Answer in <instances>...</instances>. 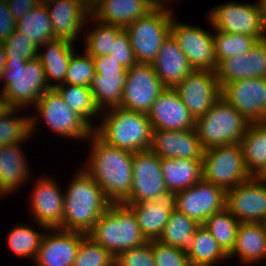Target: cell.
I'll list each match as a JSON object with an SVG mask.
<instances>
[{
  "mask_svg": "<svg viewBox=\"0 0 266 266\" xmlns=\"http://www.w3.org/2000/svg\"><path fill=\"white\" fill-rule=\"evenodd\" d=\"M86 143L90 149L82 168L98 183L111 203H124L132 187L133 152L110 146L94 133Z\"/></svg>",
  "mask_w": 266,
  "mask_h": 266,
  "instance_id": "obj_1",
  "label": "cell"
},
{
  "mask_svg": "<svg viewBox=\"0 0 266 266\" xmlns=\"http://www.w3.org/2000/svg\"><path fill=\"white\" fill-rule=\"evenodd\" d=\"M64 188L61 230L88 234L111 202L98 183L83 169Z\"/></svg>",
  "mask_w": 266,
  "mask_h": 266,
  "instance_id": "obj_2",
  "label": "cell"
},
{
  "mask_svg": "<svg viewBox=\"0 0 266 266\" xmlns=\"http://www.w3.org/2000/svg\"><path fill=\"white\" fill-rule=\"evenodd\" d=\"M100 118L93 133L104 143L131 152L150 149L153 129L146 113L114 107Z\"/></svg>",
  "mask_w": 266,
  "mask_h": 266,
  "instance_id": "obj_3",
  "label": "cell"
},
{
  "mask_svg": "<svg viewBox=\"0 0 266 266\" xmlns=\"http://www.w3.org/2000/svg\"><path fill=\"white\" fill-rule=\"evenodd\" d=\"M87 235L114 257L147 242L133 210L124 203H111Z\"/></svg>",
  "mask_w": 266,
  "mask_h": 266,
  "instance_id": "obj_4",
  "label": "cell"
},
{
  "mask_svg": "<svg viewBox=\"0 0 266 266\" xmlns=\"http://www.w3.org/2000/svg\"><path fill=\"white\" fill-rule=\"evenodd\" d=\"M1 93L10 107H33L42 94L51 89L38 58L28 61H6L0 77Z\"/></svg>",
  "mask_w": 266,
  "mask_h": 266,
  "instance_id": "obj_5",
  "label": "cell"
},
{
  "mask_svg": "<svg viewBox=\"0 0 266 266\" xmlns=\"http://www.w3.org/2000/svg\"><path fill=\"white\" fill-rule=\"evenodd\" d=\"M36 113L31 115V132L36 133L37 125L46 124L49 132L62 138L86 142L93 134V127L77 112L68 107L55 88L46 90L33 106ZM36 114V115H35ZM41 119V121H40ZM43 120V121H42Z\"/></svg>",
  "mask_w": 266,
  "mask_h": 266,
  "instance_id": "obj_6",
  "label": "cell"
},
{
  "mask_svg": "<svg viewBox=\"0 0 266 266\" xmlns=\"http://www.w3.org/2000/svg\"><path fill=\"white\" fill-rule=\"evenodd\" d=\"M249 126L250 123L222 97L195 122V130L204 150L240 143Z\"/></svg>",
  "mask_w": 266,
  "mask_h": 266,
  "instance_id": "obj_7",
  "label": "cell"
},
{
  "mask_svg": "<svg viewBox=\"0 0 266 266\" xmlns=\"http://www.w3.org/2000/svg\"><path fill=\"white\" fill-rule=\"evenodd\" d=\"M174 15L169 10L153 9L125 28L137 63L155 61L159 48L170 34Z\"/></svg>",
  "mask_w": 266,
  "mask_h": 266,
  "instance_id": "obj_8",
  "label": "cell"
},
{
  "mask_svg": "<svg viewBox=\"0 0 266 266\" xmlns=\"http://www.w3.org/2000/svg\"><path fill=\"white\" fill-rule=\"evenodd\" d=\"M252 177L245 165L240 143L204 150L202 179L226 191Z\"/></svg>",
  "mask_w": 266,
  "mask_h": 266,
  "instance_id": "obj_9",
  "label": "cell"
},
{
  "mask_svg": "<svg viewBox=\"0 0 266 266\" xmlns=\"http://www.w3.org/2000/svg\"><path fill=\"white\" fill-rule=\"evenodd\" d=\"M177 18L173 16L170 34L188 58L190 65L196 70L216 71L218 64L215 58L213 26L208 16L206 18L212 31L200 25L180 22Z\"/></svg>",
  "mask_w": 266,
  "mask_h": 266,
  "instance_id": "obj_10",
  "label": "cell"
},
{
  "mask_svg": "<svg viewBox=\"0 0 266 266\" xmlns=\"http://www.w3.org/2000/svg\"><path fill=\"white\" fill-rule=\"evenodd\" d=\"M214 29L226 33L254 36L262 40L263 27L258 1H229L215 5L207 13Z\"/></svg>",
  "mask_w": 266,
  "mask_h": 266,
  "instance_id": "obj_11",
  "label": "cell"
},
{
  "mask_svg": "<svg viewBox=\"0 0 266 266\" xmlns=\"http://www.w3.org/2000/svg\"><path fill=\"white\" fill-rule=\"evenodd\" d=\"M164 89L152 64L137 63L127 69L120 108L147 114Z\"/></svg>",
  "mask_w": 266,
  "mask_h": 266,
  "instance_id": "obj_12",
  "label": "cell"
},
{
  "mask_svg": "<svg viewBox=\"0 0 266 266\" xmlns=\"http://www.w3.org/2000/svg\"><path fill=\"white\" fill-rule=\"evenodd\" d=\"M33 187L29 192V210L36 225L41 224L48 229H61L64 209V190L59 182L48 175H41L33 180ZM58 182V183H57Z\"/></svg>",
  "mask_w": 266,
  "mask_h": 266,
  "instance_id": "obj_13",
  "label": "cell"
},
{
  "mask_svg": "<svg viewBox=\"0 0 266 266\" xmlns=\"http://www.w3.org/2000/svg\"><path fill=\"white\" fill-rule=\"evenodd\" d=\"M221 97L250 124L266 121V78H248L223 84Z\"/></svg>",
  "mask_w": 266,
  "mask_h": 266,
  "instance_id": "obj_14",
  "label": "cell"
},
{
  "mask_svg": "<svg viewBox=\"0 0 266 266\" xmlns=\"http://www.w3.org/2000/svg\"><path fill=\"white\" fill-rule=\"evenodd\" d=\"M226 209L239 222L266 223V180L252 176L227 190Z\"/></svg>",
  "mask_w": 266,
  "mask_h": 266,
  "instance_id": "obj_15",
  "label": "cell"
},
{
  "mask_svg": "<svg viewBox=\"0 0 266 266\" xmlns=\"http://www.w3.org/2000/svg\"><path fill=\"white\" fill-rule=\"evenodd\" d=\"M226 194L222 187L201 179L177 192L176 209L200 225L213 213L226 208Z\"/></svg>",
  "mask_w": 266,
  "mask_h": 266,
  "instance_id": "obj_16",
  "label": "cell"
},
{
  "mask_svg": "<svg viewBox=\"0 0 266 266\" xmlns=\"http://www.w3.org/2000/svg\"><path fill=\"white\" fill-rule=\"evenodd\" d=\"M174 89L195 119L205 115L221 97V86L211 70L194 69Z\"/></svg>",
  "mask_w": 266,
  "mask_h": 266,
  "instance_id": "obj_17",
  "label": "cell"
},
{
  "mask_svg": "<svg viewBox=\"0 0 266 266\" xmlns=\"http://www.w3.org/2000/svg\"><path fill=\"white\" fill-rule=\"evenodd\" d=\"M132 166L131 192L124 204L153 201L156 195L167 190L160 158L151 149L133 152Z\"/></svg>",
  "mask_w": 266,
  "mask_h": 266,
  "instance_id": "obj_18",
  "label": "cell"
},
{
  "mask_svg": "<svg viewBox=\"0 0 266 266\" xmlns=\"http://www.w3.org/2000/svg\"><path fill=\"white\" fill-rule=\"evenodd\" d=\"M45 6L56 39L76 44L83 35L87 18L91 15L88 0H46Z\"/></svg>",
  "mask_w": 266,
  "mask_h": 266,
  "instance_id": "obj_19",
  "label": "cell"
},
{
  "mask_svg": "<svg viewBox=\"0 0 266 266\" xmlns=\"http://www.w3.org/2000/svg\"><path fill=\"white\" fill-rule=\"evenodd\" d=\"M85 235L58 228L47 229L33 266H73L77 249Z\"/></svg>",
  "mask_w": 266,
  "mask_h": 266,
  "instance_id": "obj_20",
  "label": "cell"
},
{
  "mask_svg": "<svg viewBox=\"0 0 266 266\" xmlns=\"http://www.w3.org/2000/svg\"><path fill=\"white\" fill-rule=\"evenodd\" d=\"M153 130H188L196 119L188 111L174 88H165L147 113Z\"/></svg>",
  "mask_w": 266,
  "mask_h": 266,
  "instance_id": "obj_21",
  "label": "cell"
},
{
  "mask_svg": "<svg viewBox=\"0 0 266 266\" xmlns=\"http://www.w3.org/2000/svg\"><path fill=\"white\" fill-rule=\"evenodd\" d=\"M177 192L166 190L153 201L126 204L134 212L142 235L147 241L158 240L172 211L176 210Z\"/></svg>",
  "mask_w": 266,
  "mask_h": 266,
  "instance_id": "obj_22",
  "label": "cell"
},
{
  "mask_svg": "<svg viewBox=\"0 0 266 266\" xmlns=\"http://www.w3.org/2000/svg\"><path fill=\"white\" fill-rule=\"evenodd\" d=\"M150 149L159 158L202 160L204 148L195 128L188 130H153Z\"/></svg>",
  "mask_w": 266,
  "mask_h": 266,
  "instance_id": "obj_23",
  "label": "cell"
},
{
  "mask_svg": "<svg viewBox=\"0 0 266 266\" xmlns=\"http://www.w3.org/2000/svg\"><path fill=\"white\" fill-rule=\"evenodd\" d=\"M23 148V144L0 146V199L18 192L21 186L32 181L31 164Z\"/></svg>",
  "mask_w": 266,
  "mask_h": 266,
  "instance_id": "obj_24",
  "label": "cell"
},
{
  "mask_svg": "<svg viewBox=\"0 0 266 266\" xmlns=\"http://www.w3.org/2000/svg\"><path fill=\"white\" fill-rule=\"evenodd\" d=\"M90 9L98 22L125 29L154 8L147 0H95Z\"/></svg>",
  "mask_w": 266,
  "mask_h": 266,
  "instance_id": "obj_25",
  "label": "cell"
},
{
  "mask_svg": "<svg viewBox=\"0 0 266 266\" xmlns=\"http://www.w3.org/2000/svg\"><path fill=\"white\" fill-rule=\"evenodd\" d=\"M237 259L244 266H252L265 261L266 264V223L240 222L236 242L230 259Z\"/></svg>",
  "mask_w": 266,
  "mask_h": 266,
  "instance_id": "obj_26",
  "label": "cell"
},
{
  "mask_svg": "<svg viewBox=\"0 0 266 266\" xmlns=\"http://www.w3.org/2000/svg\"><path fill=\"white\" fill-rule=\"evenodd\" d=\"M152 65L165 88H175L194 70L171 34L159 48Z\"/></svg>",
  "mask_w": 266,
  "mask_h": 266,
  "instance_id": "obj_27",
  "label": "cell"
},
{
  "mask_svg": "<svg viewBox=\"0 0 266 266\" xmlns=\"http://www.w3.org/2000/svg\"><path fill=\"white\" fill-rule=\"evenodd\" d=\"M75 45L63 39H54L38 47L37 58L41 61L50 88L64 84L69 61L77 49Z\"/></svg>",
  "mask_w": 266,
  "mask_h": 266,
  "instance_id": "obj_28",
  "label": "cell"
},
{
  "mask_svg": "<svg viewBox=\"0 0 266 266\" xmlns=\"http://www.w3.org/2000/svg\"><path fill=\"white\" fill-rule=\"evenodd\" d=\"M160 167L167 190H185L202 179V160L160 158Z\"/></svg>",
  "mask_w": 266,
  "mask_h": 266,
  "instance_id": "obj_29",
  "label": "cell"
},
{
  "mask_svg": "<svg viewBox=\"0 0 266 266\" xmlns=\"http://www.w3.org/2000/svg\"><path fill=\"white\" fill-rule=\"evenodd\" d=\"M240 145L249 174L259 177L266 170V121L250 124Z\"/></svg>",
  "mask_w": 266,
  "mask_h": 266,
  "instance_id": "obj_30",
  "label": "cell"
},
{
  "mask_svg": "<svg viewBox=\"0 0 266 266\" xmlns=\"http://www.w3.org/2000/svg\"><path fill=\"white\" fill-rule=\"evenodd\" d=\"M127 73H95L89 86L100 111L120 107Z\"/></svg>",
  "mask_w": 266,
  "mask_h": 266,
  "instance_id": "obj_31",
  "label": "cell"
},
{
  "mask_svg": "<svg viewBox=\"0 0 266 266\" xmlns=\"http://www.w3.org/2000/svg\"><path fill=\"white\" fill-rule=\"evenodd\" d=\"M186 253L191 266H217L219 263L229 261L228 255L202 224L196 228L194 242Z\"/></svg>",
  "mask_w": 266,
  "mask_h": 266,
  "instance_id": "obj_32",
  "label": "cell"
},
{
  "mask_svg": "<svg viewBox=\"0 0 266 266\" xmlns=\"http://www.w3.org/2000/svg\"><path fill=\"white\" fill-rule=\"evenodd\" d=\"M41 228L40 231L36 227L30 226V223H18L8 230L6 235V244L11 253L20 258L28 257L34 262L37 251L40 247L42 237L47 231V227L37 224Z\"/></svg>",
  "mask_w": 266,
  "mask_h": 266,
  "instance_id": "obj_33",
  "label": "cell"
},
{
  "mask_svg": "<svg viewBox=\"0 0 266 266\" xmlns=\"http://www.w3.org/2000/svg\"><path fill=\"white\" fill-rule=\"evenodd\" d=\"M198 226L195 220L176 209L172 211L158 241L187 252L194 242V234Z\"/></svg>",
  "mask_w": 266,
  "mask_h": 266,
  "instance_id": "obj_34",
  "label": "cell"
},
{
  "mask_svg": "<svg viewBox=\"0 0 266 266\" xmlns=\"http://www.w3.org/2000/svg\"><path fill=\"white\" fill-rule=\"evenodd\" d=\"M55 89L62 96L68 107L77 112L93 128L96 126V121V123L98 124L101 116V111L97 107L94 101L93 93L89 87L64 83L57 86Z\"/></svg>",
  "mask_w": 266,
  "mask_h": 266,
  "instance_id": "obj_35",
  "label": "cell"
},
{
  "mask_svg": "<svg viewBox=\"0 0 266 266\" xmlns=\"http://www.w3.org/2000/svg\"><path fill=\"white\" fill-rule=\"evenodd\" d=\"M16 29L30 37L37 47L55 38L51 20L44 2L17 20Z\"/></svg>",
  "mask_w": 266,
  "mask_h": 266,
  "instance_id": "obj_36",
  "label": "cell"
},
{
  "mask_svg": "<svg viewBox=\"0 0 266 266\" xmlns=\"http://www.w3.org/2000/svg\"><path fill=\"white\" fill-rule=\"evenodd\" d=\"M90 22V23H89ZM93 22V23H92ZM94 25L93 28L84 29L85 35L82 37L84 43V51L92 57L100 55H108L111 52L113 42H115L116 35L123 29L118 26L103 24L95 20L91 15L87 18L85 28L87 25Z\"/></svg>",
  "mask_w": 266,
  "mask_h": 266,
  "instance_id": "obj_37",
  "label": "cell"
},
{
  "mask_svg": "<svg viewBox=\"0 0 266 266\" xmlns=\"http://www.w3.org/2000/svg\"><path fill=\"white\" fill-rule=\"evenodd\" d=\"M19 110L27 111V109L11 107L0 116V146L25 144L26 141L31 139V113L21 115L18 113Z\"/></svg>",
  "mask_w": 266,
  "mask_h": 266,
  "instance_id": "obj_38",
  "label": "cell"
},
{
  "mask_svg": "<svg viewBox=\"0 0 266 266\" xmlns=\"http://www.w3.org/2000/svg\"><path fill=\"white\" fill-rule=\"evenodd\" d=\"M239 221L225 208L213 213L202 224L217 240L222 250L229 255L236 242Z\"/></svg>",
  "mask_w": 266,
  "mask_h": 266,
  "instance_id": "obj_39",
  "label": "cell"
},
{
  "mask_svg": "<svg viewBox=\"0 0 266 266\" xmlns=\"http://www.w3.org/2000/svg\"><path fill=\"white\" fill-rule=\"evenodd\" d=\"M213 39L217 64L238 54L248 53L259 42L254 36L226 33L214 28Z\"/></svg>",
  "mask_w": 266,
  "mask_h": 266,
  "instance_id": "obj_40",
  "label": "cell"
},
{
  "mask_svg": "<svg viewBox=\"0 0 266 266\" xmlns=\"http://www.w3.org/2000/svg\"><path fill=\"white\" fill-rule=\"evenodd\" d=\"M73 266H115V257L85 235L77 249Z\"/></svg>",
  "mask_w": 266,
  "mask_h": 266,
  "instance_id": "obj_41",
  "label": "cell"
},
{
  "mask_svg": "<svg viewBox=\"0 0 266 266\" xmlns=\"http://www.w3.org/2000/svg\"><path fill=\"white\" fill-rule=\"evenodd\" d=\"M83 51V52H82ZM74 52L68 64L65 82L70 85L89 87L96 73L93 57L83 49Z\"/></svg>",
  "mask_w": 266,
  "mask_h": 266,
  "instance_id": "obj_42",
  "label": "cell"
},
{
  "mask_svg": "<svg viewBox=\"0 0 266 266\" xmlns=\"http://www.w3.org/2000/svg\"><path fill=\"white\" fill-rule=\"evenodd\" d=\"M215 73L220 86L250 78L249 52L220 61Z\"/></svg>",
  "mask_w": 266,
  "mask_h": 266,
  "instance_id": "obj_43",
  "label": "cell"
},
{
  "mask_svg": "<svg viewBox=\"0 0 266 266\" xmlns=\"http://www.w3.org/2000/svg\"><path fill=\"white\" fill-rule=\"evenodd\" d=\"M7 61H28L37 58L38 47L26 34L15 29L3 41Z\"/></svg>",
  "mask_w": 266,
  "mask_h": 266,
  "instance_id": "obj_44",
  "label": "cell"
},
{
  "mask_svg": "<svg viewBox=\"0 0 266 266\" xmlns=\"http://www.w3.org/2000/svg\"><path fill=\"white\" fill-rule=\"evenodd\" d=\"M152 254L156 266H191L185 251L158 240H152Z\"/></svg>",
  "mask_w": 266,
  "mask_h": 266,
  "instance_id": "obj_45",
  "label": "cell"
},
{
  "mask_svg": "<svg viewBox=\"0 0 266 266\" xmlns=\"http://www.w3.org/2000/svg\"><path fill=\"white\" fill-rule=\"evenodd\" d=\"M115 266H156L152 254V241L119 253L115 257Z\"/></svg>",
  "mask_w": 266,
  "mask_h": 266,
  "instance_id": "obj_46",
  "label": "cell"
},
{
  "mask_svg": "<svg viewBox=\"0 0 266 266\" xmlns=\"http://www.w3.org/2000/svg\"><path fill=\"white\" fill-rule=\"evenodd\" d=\"M108 55L117 60L126 69L137 64L129 35L125 29H122L116 35L115 42H113L111 52Z\"/></svg>",
  "mask_w": 266,
  "mask_h": 266,
  "instance_id": "obj_47",
  "label": "cell"
},
{
  "mask_svg": "<svg viewBox=\"0 0 266 266\" xmlns=\"http://www.w3.org/2000/svg\"><path fill=\"white\" fill-rule=\"evenodd\" d=\"M250 78H266V42L259 41L250 51Z\"/></svg>",
  "mask_w": 266,
  "mask_h": 266,
  "instance_id": "obj_48",
  "label": "cell"
},
{
  "mask_svg": "<svg viewBox=\"0 0 266 266\" xmlns=\"http://www.w3.org/2000/svg\"><path fill=\"white\" fill-rule=\"evenodd\" d=\"M17 21L6 0H0V41H4L16 29Z\"/></svg>",
  "mask_w": 266,
  "mask_h": 266,
  "instance_id": "obj_49",
  "label": "cell"
},
{
  "mask_svg": "<svg viewBox=\"0 0 266 266\" xmlns=\"http://www.w3.org/2000/svg\"><path fill=\"white\" fill-rule=\"evenodd\" d=\"M93 60L96 73H127V69L109 55L96 56Z\"/></svg>",
  "mask_w": 266,
  "mask_h": 266,
  "instance_id": "obj_50",
  "label": "cell"
},
{
  "mask_svg": "<svg viewBox=\"0 0 266 266\" xmlns=\"http://www.w3.org/2000/svg\"><path fill=\"white\" fill-rule=\"evenodd\" d=\"M12 15L17 21L28 14L33 8L42 3V0H6Z\"/></svg>",
  "mask_w": 266,
  "mask_h": 266,
  "instance_id": "obj_51",
  "label": "cell"
},
{
  "mask_svg": "<svg viewBox=\"0 0 266 266\" xmlns=\"http://www.w3.org/2000/svg\"><path fill=\"white\" fill-rule=\"evenodd\" d=\"M149 4L154 8V9H165L169 10L172 12H175L173 7L170 8L171 5L167 6L168 4H171L172 1L177 2L176 0H147Z\"/></svg>",
  "mask_w": 266,
  "mask_h": 266,
  "instance_id": "obj_52",
  "label": "cell"
},
{
  "mask_svg": "<svg viewBox=\"0 0 266 266\" xmlns=\"http://www.w3.org/2000/svg\"><path fill=\"white\" fill-rule=\"evenodd\" d=\"M261 11V20L263 27L262 40L266 42V0H257Z\"/></svg>",
  "mask_w": 266,
  "mask_h": 266,
  "instance_id": "obj_53",
  "label": "cell"
},
{
  "mask_svg": "<svg viewBox=\"0 0 266 266\" xmlns=\"http://www.w3.org/2000/svg\"><path fill=\"white\" fill-rule=\"evenodd\" d=\"M6 61H7V57L5 54L4 45H3V42L0 41V77L2 73L4 72V66H5Z\"/></svg>",
  "mask_w": 266,
  "mask_h": 266,
  "instance_id": "obj_54",
  "label": "cell"
},
{
  "mask_svg": "<svg viewBox=\"0 0 266 266\" xmlns=\"http://www.w3.org/2000/svg\"><path fill=\"white\" fill-rule=\"evenodd\" d=\"M10 108L11 107L9 106L8 102L0 91V116L6 113Z\"/></svg>",
  "mask_w": 266,
  "mask_h": 266,
  "instance_id": "obj_55",
  "label": "cell"
},
{
  "mask_svg": "<svg viewBox=\"0 0 266 266\" xmlns=\"http://www.w3.org/2000/svg\"><path fill=\"white\" fill-rule=\"evenodd\" d=\"M259 177L266 180V170Z\"/></svg>",
  "mask_w": 266,
  "mask_h": 266,
  "instance_id": "obj_56",
  "label": "cell"
},
{
  "mask_svg": "<svg viewBox=\"0 0 266 266\" xmlns=\"http://www.w3.org/2000/svg\"><path fill=\"white\" fill-rule=\"evenodd\" d=\"M90 5L95 1V0H88Z\"/></svg>",
  "mask_w": 266,
  "mask_h": 266,
  "instance_id": "obj_57",
  "label": "cell"
}]
</instances>
